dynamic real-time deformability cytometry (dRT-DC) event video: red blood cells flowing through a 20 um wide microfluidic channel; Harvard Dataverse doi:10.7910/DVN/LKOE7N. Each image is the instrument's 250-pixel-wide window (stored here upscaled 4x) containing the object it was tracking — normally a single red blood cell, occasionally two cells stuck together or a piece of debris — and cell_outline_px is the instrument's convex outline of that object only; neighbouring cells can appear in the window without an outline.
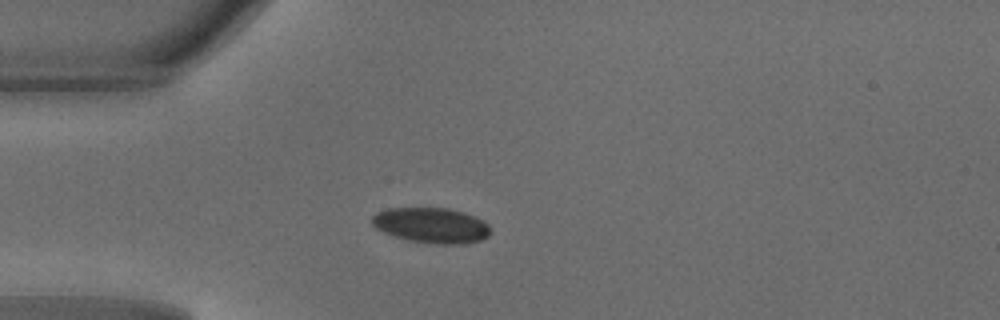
{"species": "common noctule bat (a hibernating species)", "species_latin": "Nyctalus noctula", "temperature_condition": "warm", "stored_images_in_passage": 36, "camera_frame_rate_fps": 3000, "um_per_image_px": 0.085, "animal": {"sex": "male", "body_mass_g": 18.8}, "frame": {"image": 1, "passage_image": 1, "time_ms": 0.0, "image_size_px": [1000, 320], "cell_outline_px": [[488, 236], [480, 240], [464, 244], [440, 244], [408, 240], [384, 232], [376, 228], [372, 224], [372, 216], [376, 212], [388, 208], [448, 208], [464, 212], [484, 220], [488, 224]], "centroid_in_image_um": [36.66, 19.14], "position_along_channel_um": 48.3, "area_um2": 24.28}}
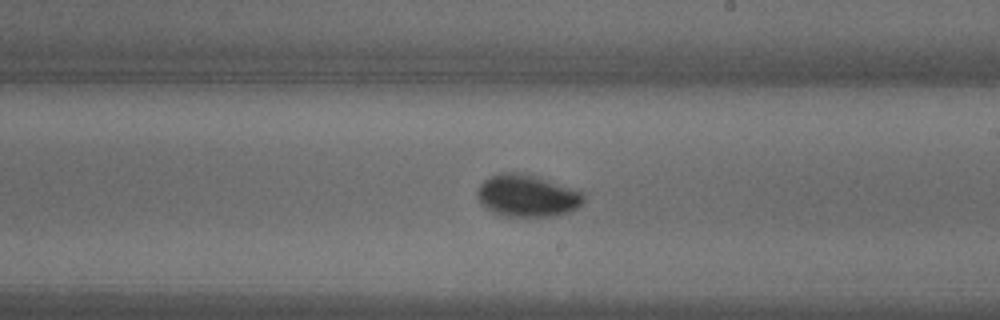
{"frame": {"image": 2, "passage_image": 16, "time_ms": 5.0, "image_size_px": [1000, 320], "cell_outline_px": [[584, 200], [580, 208], [556, 216], [504, 216], [492, 212], [480, 204], [476, 196], [476, 192], [480, 184], [484, 180], [500, 172], [524, 172], [584, 192]], "centroid_in_image_um": [44.8, 16.64], "position_along_channel_um": 244.2, "area_um2": 26.41}}
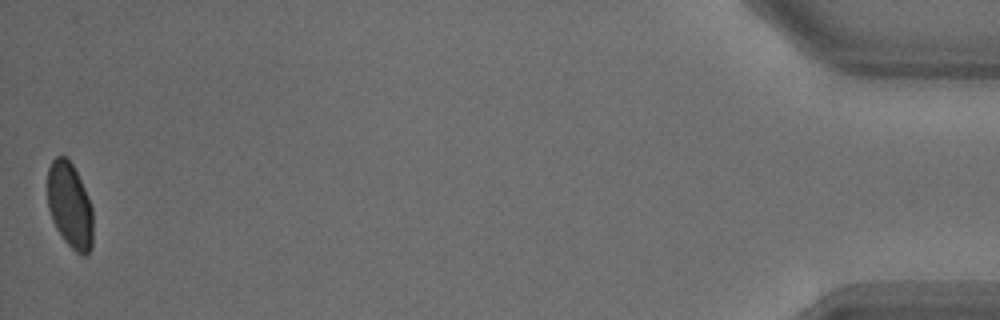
{"frame": {"image": 3, "passage_image": 36, "time_ms": 11.667, "image_size_px": [1000, 320], "cell_outline_px": [[92, 248], [88, 256], [80, 256], [64, 240], [56, 228], [52, 220], [48, 208], [48, 168], [52, 160], [56, 156], [68, 156], [88, 196], [92, 208]], "centroid_in_image_um": [5.94, 17.48], "position_along_channel_um": 429.3, "area_um2": 22.83}, "authors_computed_cell_mechanics": {"area_um2": 24.3916, "velocity_mm_per_s": 4.1645, "shape_relaxation_time_tau1_ms": 2.4079, "shape_relaxation_time_tau2_ms": 0.5326, "deformation_change_tau1": 0.0984, "deformation_change_tau2": 0.0368}}